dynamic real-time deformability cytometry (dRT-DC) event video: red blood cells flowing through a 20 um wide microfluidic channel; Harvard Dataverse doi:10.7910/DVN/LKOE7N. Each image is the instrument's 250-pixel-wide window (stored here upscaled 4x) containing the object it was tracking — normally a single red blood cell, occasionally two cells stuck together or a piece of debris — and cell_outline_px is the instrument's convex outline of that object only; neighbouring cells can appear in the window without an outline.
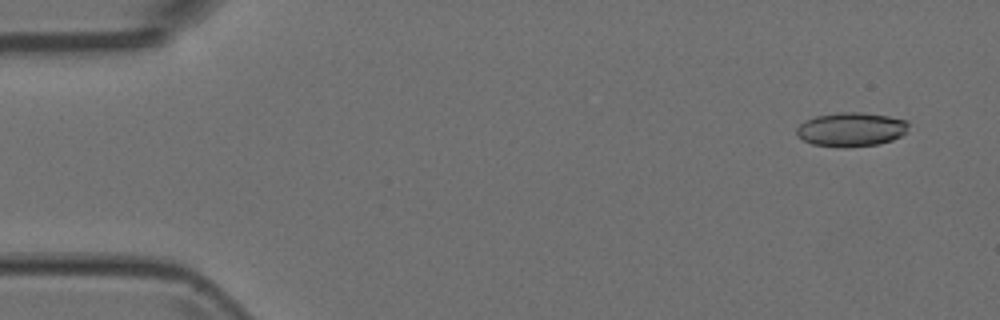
{"species": "Egyptian fruit bat (a non-hibernating species)", "species_latin": "Rousettus aegyptiacus", "temperature_condition": "room temperature", "stored_images_in_passage": 11, "camera_frame_rate_fps": 3000, "um_per_image_px": 0.085, "animal": {"sex": "female"}, "frame": {"image": 1, "passage_image": 2, "time_ms": 0.333, "image_size_px": [1000, 320], "cell_outline_px": [[908, 124], [904, 132], [900, 136], [892, 140], [880, 144], [844, 148], [812, 144], [796, 136], [796, 128], [804, 120], [816, 116], [836, 112], [860, 112], [888, 116], [904, 120]], "centroid_in_image_um": [72.29, 11.01], "position_along_channel_um": 12.7, "area_um2": 22.25}}
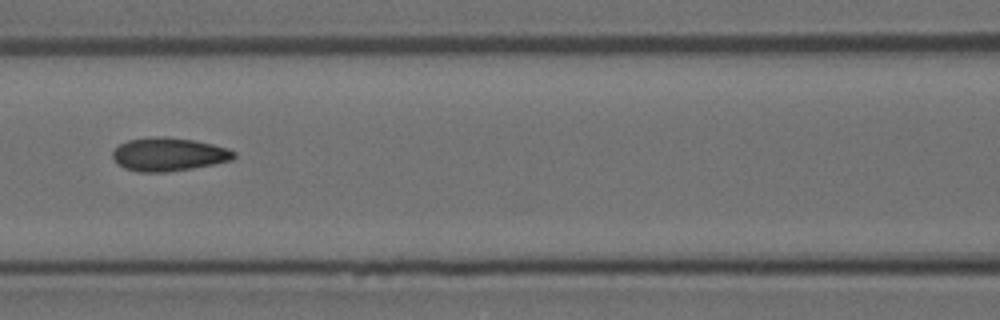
{"frame": {"image": 2, "passage_image": 7, "time_ms": 2.0, "image_size_px": [1000, 320], "cell_outline_px": [[236, 156], [232, 160], [192, 168], [168, 172], [140, 172], [124, 168], [116, 164], [112, 156], [112, 152], [120, 144], [128, 140], [156, 136], [164, 136], [192, 140], [212, 144], [228, 148], [236, 152]], "centroid_in_image_um": [14.32, 13.12], "position_along_channel_um": 152.3, "area_um2": 23.58}}
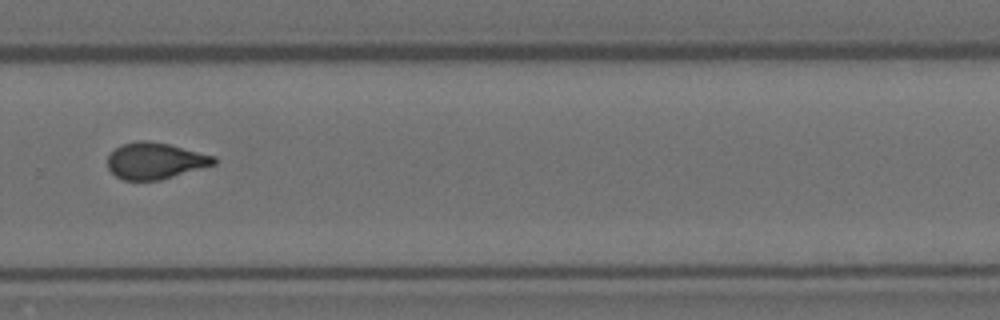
{"frame": {"image": 3, "passage_image": 11, "time_ms": 3.333, "image_size_px": [1000, 320], "cell_outline_px": [[216, 164], [160, 180], [124, 180], [116, 176], [108, 168], [108, 156], [116, 148], [124, 144], [136, 140], [152, 140], [216, 156]], "centroid_in_image_um": [13.2, 13.66], "position_along_channel_um": 316.6, "area_um2": 22.48}}